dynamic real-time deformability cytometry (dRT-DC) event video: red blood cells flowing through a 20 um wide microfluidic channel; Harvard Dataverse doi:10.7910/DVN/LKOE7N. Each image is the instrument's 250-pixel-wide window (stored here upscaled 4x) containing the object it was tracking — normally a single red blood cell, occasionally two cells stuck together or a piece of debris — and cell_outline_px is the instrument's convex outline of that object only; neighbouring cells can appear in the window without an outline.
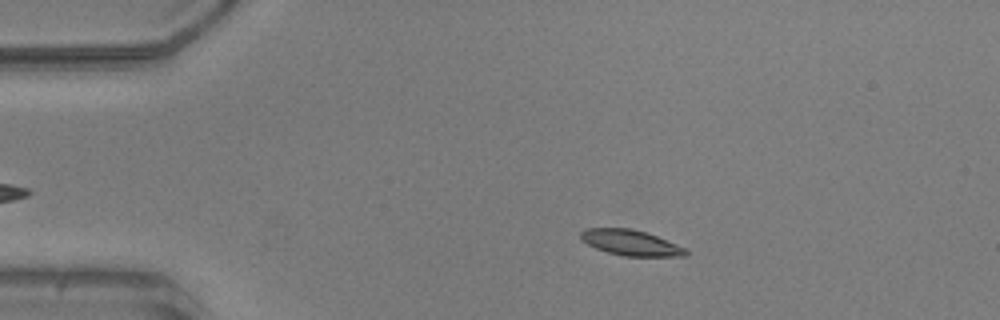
{"species": "common noctule bat (a hibernating species)", "species_latin": "Nyctalus noctula", "temperature_condition": "warm", "stored_images_in_passage": 44, "camera_frame_rate_fps": 3000, "um_per_image_px": 0.085, "animal": {"sex": "male", "body_mass_g": 20.5, "forearm_length_mm": 52.5}, "frame": {"image": 1, "passage_image": 10, "time_ms": 3.0, "image_size_px": [1000, 320], "cell_outline_px": [[688, 256], [624, 256], [608, 252], [596, 248], [580, 240], [580, 232], [584, 228], [632, 228], [648, 232], [676, 244], [684, 248], [688, 252]], "centroid_in_image_um": [53.59, 20.61], "position_along_channel_um": 31.4, "area_um2": 15.72}}
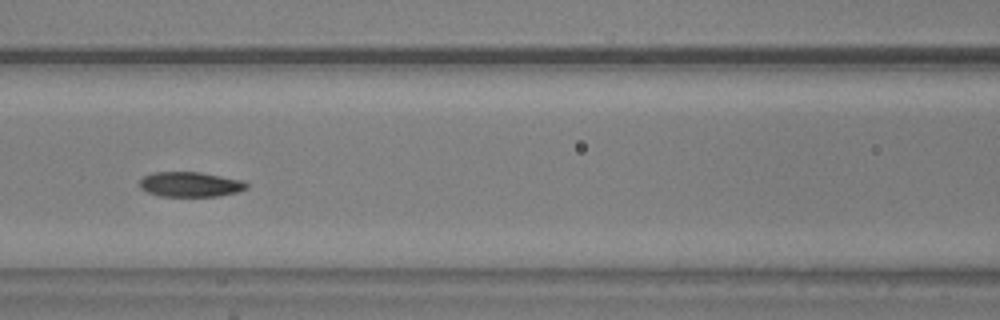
{"frame": {"image": 2, "passage_image": 23, "time_ms": 7.333, "image_size_px": [1000, 320], "cell_outline_px": [[248, 188], [240, 192], [216, 196], [160, 196], [148, 192], [140, 188], [140, 180], [144, 176], [152, 172], [200, 172], [244, 180], [248, 184]], "centroid_in_image_um": [16.21, 15.67], "position_along_channel_um": 150.4, "area_um2": 15.66}}
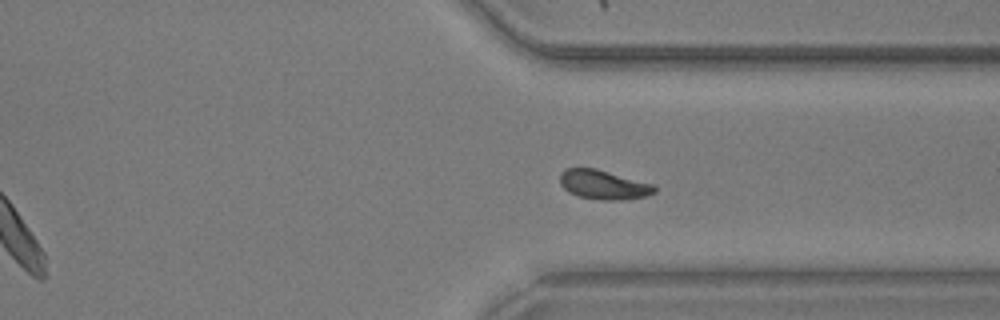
{"frame": {"image": 3, "passage_image": 39, "time_ms": 12.667, "image_size_px": [1000, 320], "cell_outline_px": [[656, 192], [644, 196], [620, 200], [604, 200], [580, 196], [568, 192], [560, 184], [560, 172], [564, 168], [596, 168], [656, 184]], "centroid_in_image_um": [51.31, 15.68], "position_along_channel_um": 360.1, "area_um2": 16.24}, "authors_computed_cell_mechanics": {"area_um2": 15.9817, "velocity_mm_per_s": 3.9418, "shape_relaxation_time_tau1_ms": 4.4061, "shape_relaxation_time_tau2_ms": 3.9219, "deformation_change_tau1": 0.1373, "deformation_change_tau2": 0.0889}}